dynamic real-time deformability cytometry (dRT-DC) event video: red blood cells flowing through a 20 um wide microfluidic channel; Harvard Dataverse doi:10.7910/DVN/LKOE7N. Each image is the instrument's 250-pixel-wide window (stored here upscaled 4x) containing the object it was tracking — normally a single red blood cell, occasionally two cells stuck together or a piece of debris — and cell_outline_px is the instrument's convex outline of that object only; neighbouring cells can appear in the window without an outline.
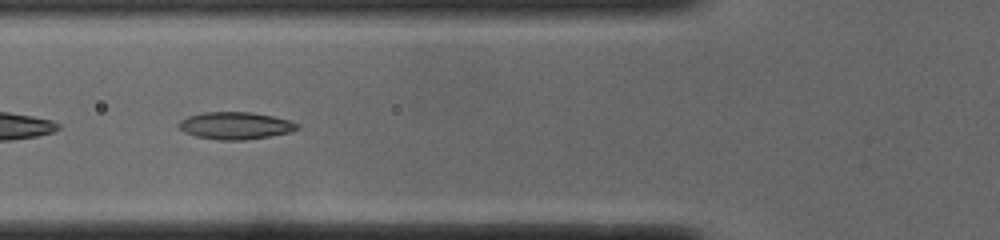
{"species": "common noctule bat (a hibernating species)", "species_latin": "Nyctalus noctula", "temperature_condition": "cold", "stored_images_in_passage": 16, "camera_frame_rate_fps": 3000, "um_per_image_px": 0.085, "animal": {"sex": "male", "body_mass_g": 19.0, "forearm_length_mm": 50.8}, "frame": {"image": 1, "passage_image": 5, "time_ms": 1.333, "image_size_px": [1000, 240], "cell_outline_px": [[300, 128], [292, 132], [244, 140], [216, 140], [196, 136], [184, 132], [176, 124], [180, 120], [188, 116], [204, 112], [252, 112], [272, 116], [288, 120], [300, 124]], "centroid_in_image_um": [20.0, 10.68], "position_along_channel_um": 105.8, "area_um2": 18.9}}